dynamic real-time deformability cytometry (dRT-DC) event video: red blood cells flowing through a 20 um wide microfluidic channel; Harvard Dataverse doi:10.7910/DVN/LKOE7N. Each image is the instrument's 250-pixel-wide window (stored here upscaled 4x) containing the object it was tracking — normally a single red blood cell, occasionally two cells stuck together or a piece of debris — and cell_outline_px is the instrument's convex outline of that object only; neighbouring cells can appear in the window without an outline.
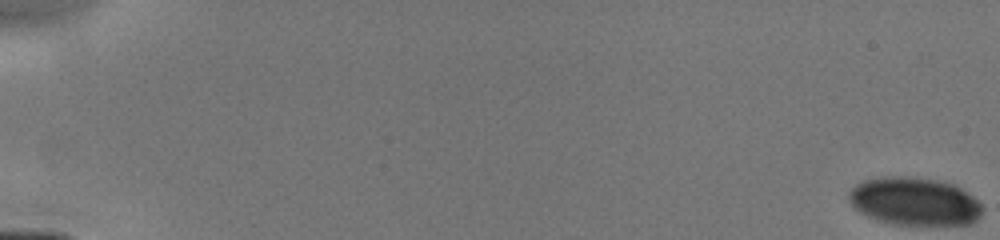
{"species": "human", "species_latin": "Homo sapiens", "temperature_condition": "cold", "stored_images_in_passage": 43, "camera_frame_rate_fps": 3000, "um_per_image_px": 0.085, "donor": {"sex": "male"}, "frame": {"image": 1, "passage_image": 1, "time_ms": 0.0, "image_size_px": [1000, 240], "cell_outline_px": [[984, 208], [980, 216], [972, 224], [896, 224], [880, 220], [868, 216], [852, 208], [848, 200], [848, 192], [856, 184], [864, 180], [884, 176], [904, 176], [936, 180], [952, 184], [960, 188], [972, 196]], "centroid_in_image_um": [77.7, 17.11], "position_along_channel_um": 7.3, "area_um2": 37.17}}
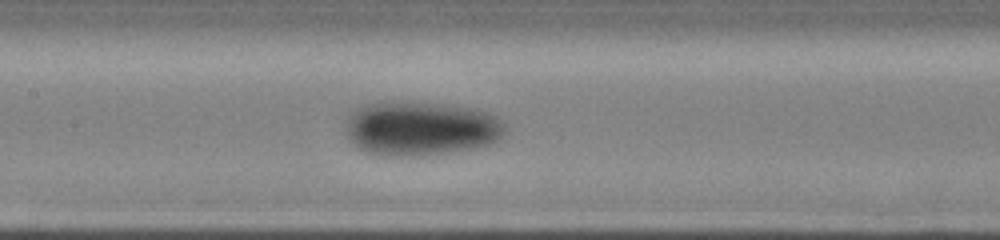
{"frame": {"image": 2, "passage_image": 31, "time_ms": 8.333, "image_size_px": [1000, 240], "cell_outline_px": [[504, 132], [492, 144], [472, 148], [444, 152], [412, 156], [384, 156], [368, 152], [360, 148], [348, 140], [344, 120], [352, 112], [368, 104], [384, 100], [400, 100], [452, 104], [472, 108], [496, 116], [504, 124]], "centroid_in_image_um": [35.71, 10.88], "position_along_channel_um": 171.7, "area_um2": 50.75}}
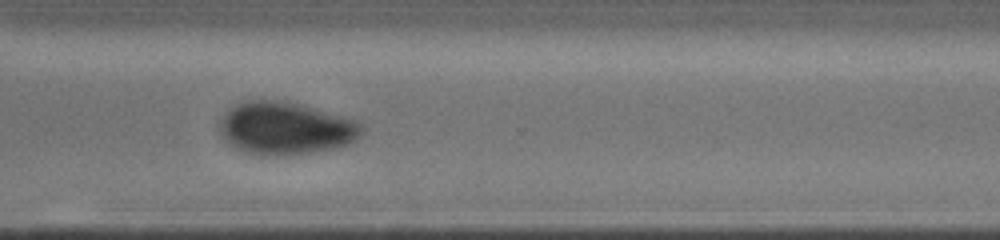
{"frame": {"image": 3, "passage_image": 42, "time_ms": 12.333, "image_size_px": [1000, 240], "cell_outline_px": [[364, 132], [356, 140], [348, 144], [332, 148], [312, 152], [276, 156], [260, 156], [244, 152], [228, 144], [224, 140], [220, 132], [220, 116], [224, 112], [236, 104], [244, 100], [284, 100], [300, 104], [356, 120], [364, 124]], "centroid_in_image_um": [24.24, 10.9], "position_along_channel_um": 346.4, "area_um2": 44.04}}